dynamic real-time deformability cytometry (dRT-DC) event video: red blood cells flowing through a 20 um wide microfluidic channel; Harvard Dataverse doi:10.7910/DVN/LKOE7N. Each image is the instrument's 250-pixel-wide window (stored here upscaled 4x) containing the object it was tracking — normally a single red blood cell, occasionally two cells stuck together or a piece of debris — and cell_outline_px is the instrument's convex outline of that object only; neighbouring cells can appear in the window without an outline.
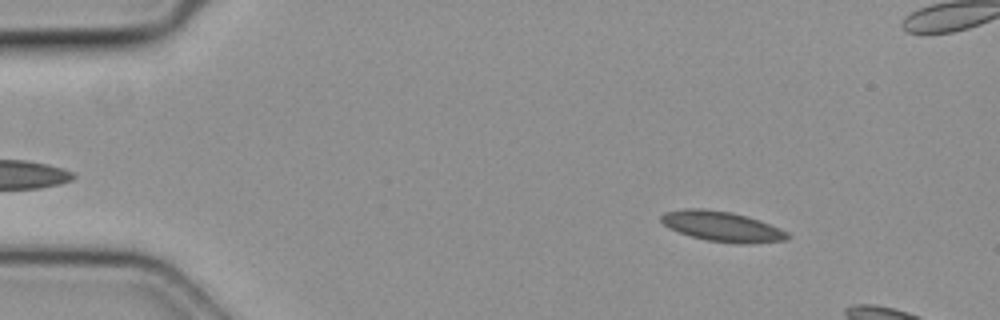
{"species": "common noctule bat (a hibernating species)", "species_latin": "Nyctalus noctula", "temperature_condition": "cold", "stored_images_in_passage": 12, "camera_frame_rate_fps": 3000, "um_per_image_px": 0.085, "animal": {"sex": "female", "body_mass_g": 19.3, "forearm_length_mm": 54.1}, "frame": {"image": 1, "passage_image": 6, "time_ms": 1.667, "image_size_px": [1000, 320], "cell_outline_px": [[792, 236], [784, 240], [748, 244], [736, 244], [708, 240], [692, 236], [668, 228], [660, 220], [660, 216], [664, 212], [684, 208], [704, 208], [732, 212], [748, 216], [760, 220], [780, 228], [788, 232]], "centroid_in_image_um": [61.39, 19.23], "position_along_channel_um": 23.6, "area_um2": 22.37}}